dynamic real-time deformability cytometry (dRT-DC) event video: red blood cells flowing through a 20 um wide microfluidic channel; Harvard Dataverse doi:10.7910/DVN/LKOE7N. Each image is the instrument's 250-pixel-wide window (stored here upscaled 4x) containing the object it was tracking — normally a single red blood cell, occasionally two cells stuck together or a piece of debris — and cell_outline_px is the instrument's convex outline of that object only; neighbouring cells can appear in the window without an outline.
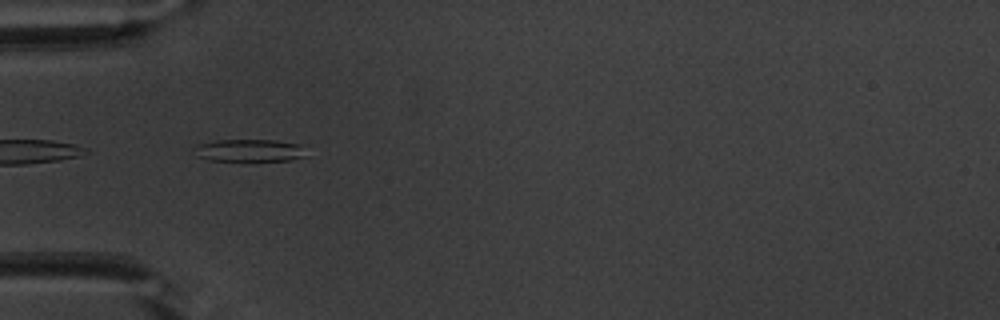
{"species": "common noctule bat (a hibernating species)", "species_latin": "Nyctalus noctula", "temperature_condition": "warm", "stored_images_in_passage": 21, "camera_frame_rate_fps": 3000, "um_per_image_px": 0.085, "animal": {"sex": "male", "body_mass_g": 20.1, "forearm_length_mm": 53.5}, "frame": {"image": 1, "passage_image": 1, "time_ms": 0.0, "image_size_px": [1000, 320], "cell_outline_px": [[304, 156], [292, 160], [244, 164], [208, 160], [196, 156], [192, 148], [196, 144], [216, 140], [276, 140], [300, 144]], "centroid_in_image_um": [21.1, 12.84], "position_along_channel_um": 63.9, "area_um2": 15.72}}
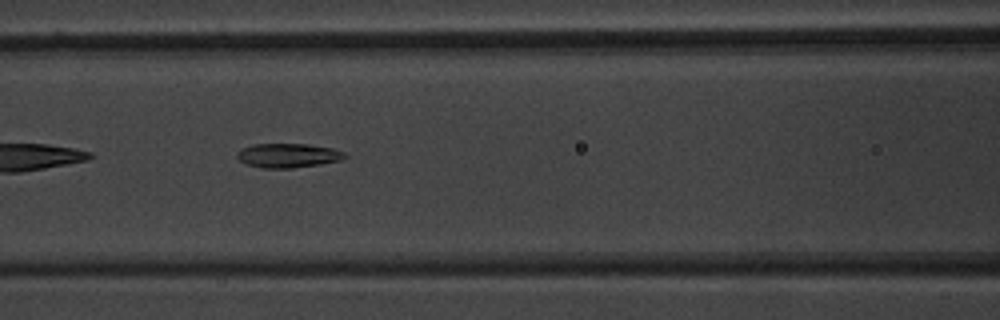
{"frame": {"image": 2, "passage_image": 7, "time_ms": 2.0, "image_size_px": [1000, 320], "cell_outline_px": [[348, 156], [340, 160], [320, 164], [292, 168], [260, 168], [248, 164], [240, 160], [236, 156], [236, 152], [244, 148], [256, 144], [308, 144], [332, 148], [344, 152]], "centroid_in_image_um": [24.5, 13.22], "position_along_channel_um": 142.1, "area_um2": 15.09}}
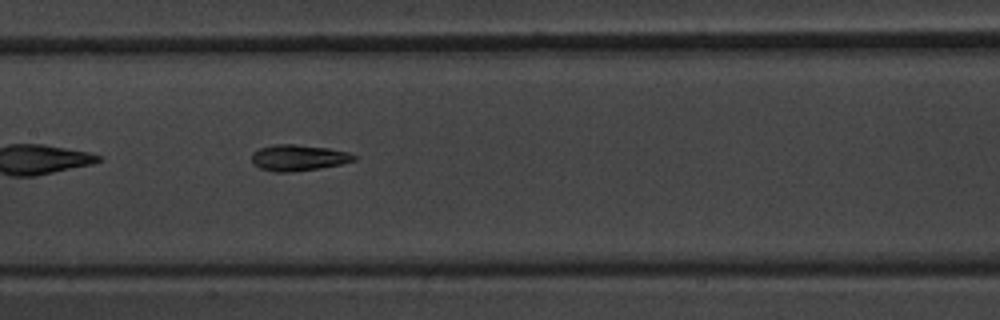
{"frame": {"image": 3, "passage_image": 10, "time_ms": 3.0, "image_size_px": [1000, 320], "cell_outline_px": [[360, 156], [356, 160], [340, 164], [316, 168], [288, 172], [276, 172], [260, 168], [252, 164], [252, 152], [260, 148], [276, 144], [296, 144], [328, 148], [348, 152]], "centroid_in_image_um": [25.37, 13.39], "position_along_channel_um": 182.0, "area_um2": 15.49}}